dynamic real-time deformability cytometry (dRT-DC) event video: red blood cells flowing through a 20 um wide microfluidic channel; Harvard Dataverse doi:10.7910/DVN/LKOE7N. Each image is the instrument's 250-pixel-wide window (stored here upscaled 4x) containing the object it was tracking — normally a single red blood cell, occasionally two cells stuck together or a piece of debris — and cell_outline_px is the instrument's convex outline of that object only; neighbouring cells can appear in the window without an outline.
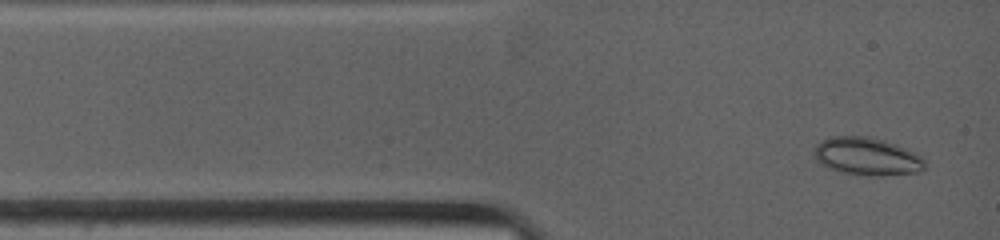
{"species": "common noctule bat (a hibernating species)", "species_latin": "Nyctalus noctula", "temperature_condition": "warm", "stored_images_in_passage": 3, "camera_frame_rate_fps": 4500, "um_per_image_px": 0.085, "animal": {"sex": "female", "body_mass_g": 19.0, "forearm_length_mm": 53.3}, "frame": {"image": 1, "passage_image": 1, "time_ms": 0.0, "image_size_px": [1000, 240], "cell_outline_px": [[924, 168], [920, 172], [868, 176], [844, 172], [820, 164], [812, 156], [812, 152], [816, 144], [820, 140], [832, 136], [868, 136], [884, 140], [896, 144], [916, 152], [924, 160]], "centroid_in_image_um": [73.65, 13.27], "position_along_channel_um": 11.3, "area_um2": 24.45}}
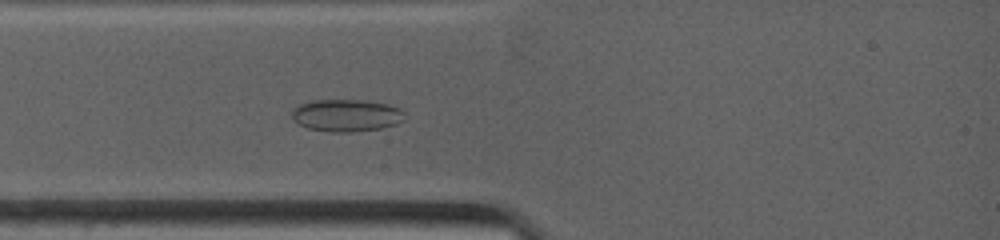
{"frame": {"image": 2, "passage_image": 3, "time_ms": 2.0, "image_size_px": [1000, 240], "cell_outline_px": [[404, 120], [396, 124], [380, 128], [352, 132], [332, 132], [308, 128], [292, 120], [292, 108], [296, 104], [312, 100], [364, 100], [388, 104], [400, 108], [404, 112]], "centroid_in_image_um": [29.41, 9.79], "position_along_channel_um": 55.6, "area_um2": 21.39}}